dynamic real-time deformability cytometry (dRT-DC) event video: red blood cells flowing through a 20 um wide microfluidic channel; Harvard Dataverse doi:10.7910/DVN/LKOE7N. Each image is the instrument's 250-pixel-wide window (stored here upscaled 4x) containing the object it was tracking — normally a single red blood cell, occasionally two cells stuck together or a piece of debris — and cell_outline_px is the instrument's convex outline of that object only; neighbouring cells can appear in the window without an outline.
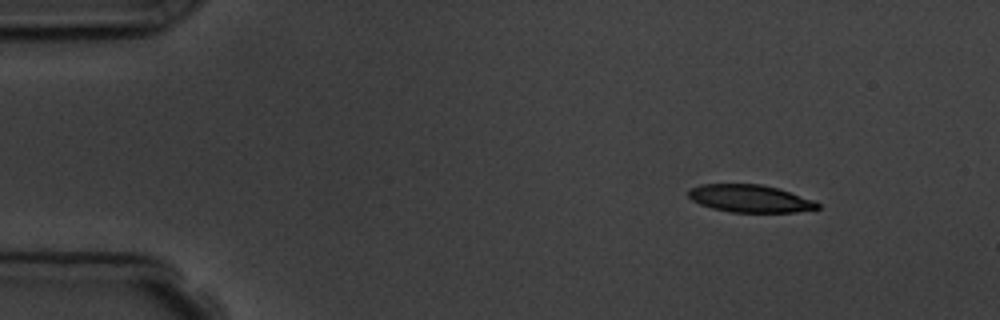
{"species": "common noctule bat (a hibernating species)", "species_latin": "Nyctalus noctula", "temperature_condition": "room temperature", "stored_images_in_passage": 8, "camera_frame_rate_fps": 3000, "um_per_image_px": 0.085, "animal": {"sex": "male", "body_mass_g": 19.5, "forearm_length_mm": 54.6}, "frame": {"image": 1, "passage_image": 2, "time_ms": 1.0, "image_size_px": [1000, 320], "cell_outline_px": [[820, 208], [796, 212], [732, 212], [712, 208], [700, 204], [692, 200], [688, 196], [688, 192], [692, 188], [700, 184], [760, 184], [776, 188], [816, 200], [820, 204]], "centroid_in_image_um": [63.77, 16.88], "position_along_channel_um": 21.2, "area_um2": 20.63}}
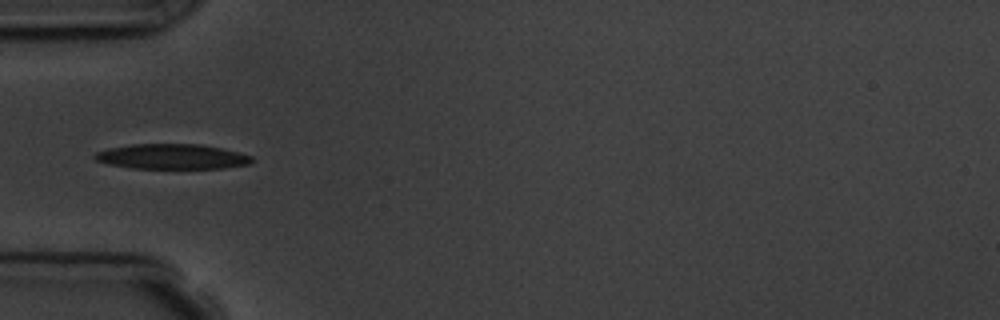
{"frame": {"image": 2, "passage_image": 5, "time_ms": 4.667, "image_size_px": [1000, 320], "cell_outline_px": [[252, 164], [224, 168], [132, 168], [108, 164], [96, 160], [92, 156], [96, 152], [108, 148], [132, 144], [200, 144], [220, 148], [252, 156]], "centroid_in_image_um": [14.6, 13.31], "position_along_channel_um": 70.4, "area_um2": 22.89}}